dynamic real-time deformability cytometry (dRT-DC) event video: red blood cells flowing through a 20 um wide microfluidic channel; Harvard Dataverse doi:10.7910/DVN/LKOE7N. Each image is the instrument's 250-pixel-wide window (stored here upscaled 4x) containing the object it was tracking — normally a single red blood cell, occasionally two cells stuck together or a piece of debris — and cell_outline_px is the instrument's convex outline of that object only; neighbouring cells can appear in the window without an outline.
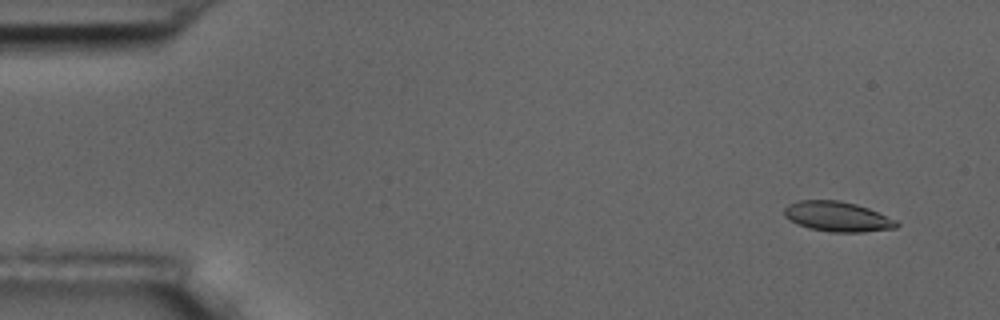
{"species": "common noctule bat (a hibernating species)", "species_latin": "Nyctalus noctula", "temperature_condition": "room temperature", "stored_images_in_passage": 5, "camera_frame_rate_fps": 3000, "um_per_image_px": 0.085, "animal": {"sex": "male", "body_mass_g": 17.5, "forearm_length_mm": 52.3}, "frame": {"image": 1, "passage_image": 2, "time_ms": 1.0, "image_size_px": [1000, 320], "cell_outline_px": [[900, 224], [896, 228], [864, 232], [832, 232], [808, 228], [796, 224], [784, 216], [784, 208], [788, 204], [800, 200], [840, 200], [856, 204], [868, 208], [896, 220]], "centroid_in_image_um": [71.17, 18.41], "position_along_channel_um": 13.8, "area_um2": 19.71}}
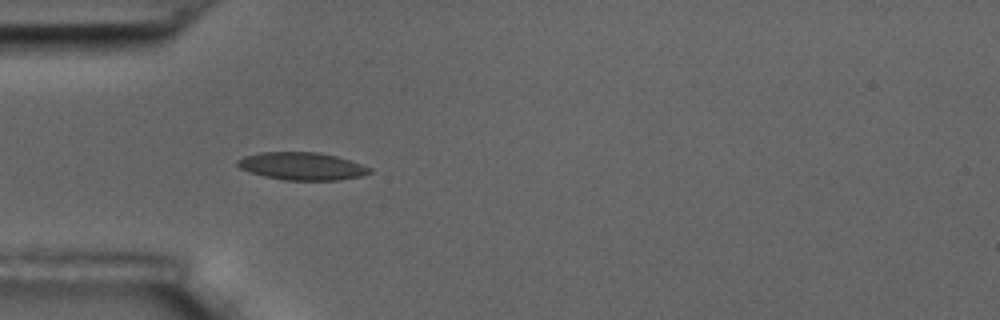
{"frame": {"image": 2, "passage_image": 5, "time_ms": 5.333, "image_size_px": [1000, 320], "cell_outline_px": [[372, 172], [360, 176], [336, 180], [284, 180], [264, 176], [248, 172], [240, 168], [236, 164], [236, 160], [244, 156], [260, 152], [316, 152], [336, 156], [372, 168]], "centroid_in_image_um": [25.62, 14.12], "position_along_channel_um": 59.4, "area_um2": 21.21}}